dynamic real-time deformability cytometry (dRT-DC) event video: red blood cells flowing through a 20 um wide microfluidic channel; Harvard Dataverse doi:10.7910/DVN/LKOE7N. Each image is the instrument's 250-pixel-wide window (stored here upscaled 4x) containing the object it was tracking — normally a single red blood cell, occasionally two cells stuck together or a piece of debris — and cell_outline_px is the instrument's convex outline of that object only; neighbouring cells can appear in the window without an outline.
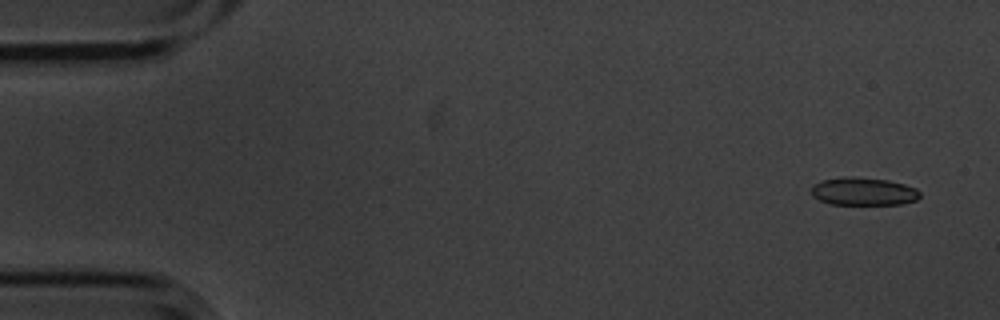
{"species": "common noctule bat (a hibernating species)", "species_latin": "Nyctalus noctula", "temperature_condition": "cold", "stored_images_in_passage": 5, "camera_frame_rate_fps": 3000, "um_per_image_px": 0.085, "animal": {"sex": "male", "body_mass_g": 20.1, "forearm_length_mm": 53.5}, "frame": {"image": 1, "passage_image": 1, "time_ms": 0.0, "image_size_px": [1000, 320], "cell_outline_px": [[920, 196], [916, 200], [900, 204], [828, 204], [812, 196], [812, 184], [820, 180], [888, 180], [904, 184], [916, 188], [920, 192]], "centroid_in_image_um": [73.42, 16.33], "position_along_channel_um": 11.6, "area_um2": 16.7}}
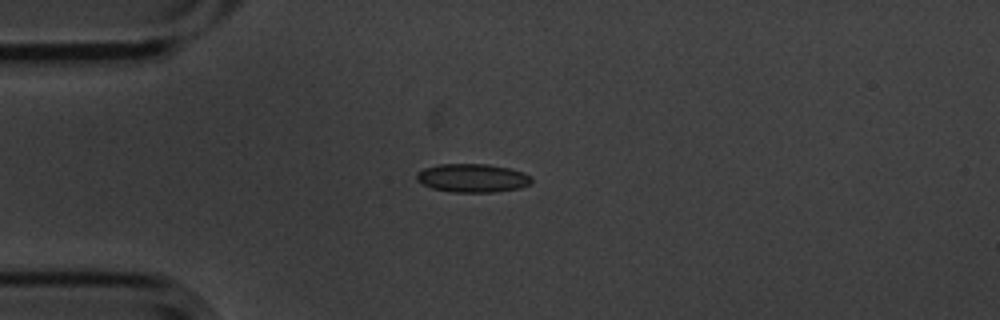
{"frame": {"image": 2, "passage_image": 4, "time_ms": 1.0, "image_size_px": [1000, 320], "cell_outline_px": [[532, 180], [528, 184], [520, 188], [492, 192], [452, 192], [432, 188], [416, 180], [416, 172], [424, 168], [440, 164], [488, 164], [508, 168], [524, 172], [532, 176]], "centroid_in_image_um": [40.15, 15.13], "position_along_channel_um": 44.8, "area_um2": 19.07}}